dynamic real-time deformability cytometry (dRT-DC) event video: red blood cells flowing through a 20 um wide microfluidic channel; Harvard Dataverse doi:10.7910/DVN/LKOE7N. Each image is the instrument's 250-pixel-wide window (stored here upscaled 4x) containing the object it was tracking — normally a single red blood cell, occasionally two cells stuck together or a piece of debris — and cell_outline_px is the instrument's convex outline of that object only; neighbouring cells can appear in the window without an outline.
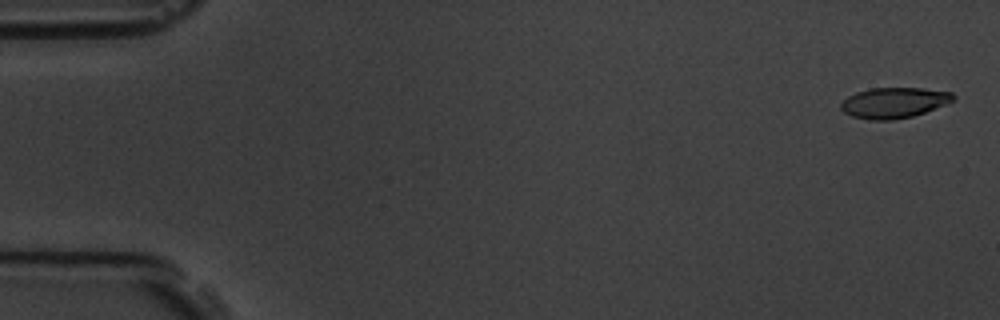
{"species": "common noctule bat (a hibernating species)", "species_latin": "Nyctalus noctula", "temperature_condition": "room temperature", "stored_images_in_passage": 5, "camera_frame_rate_fps": 3000, "um_per_image_px": 0.085, "animal": {"sex": "male", "body_mass_g": 19.5, "forearm_length_mm": 54.6}, "frame": {"image": 1, "passage_image": 1, "time_ms": 0.0, "image_size_px": [1000, 320], "cell_outline_px": [[956, 100], [924, 112], [912, 116], [892, 120], [868, 120], [852, 116], [844, 112], [840, 108], [840, 104], [848, 96], [856, 92], [872, 88], [920, 88], [952, 92], [956, 96]], "centroid_in_image_um": [75.99, 8.73], "position_along_channel_um": 9.0, "area_um2": 20.0}}
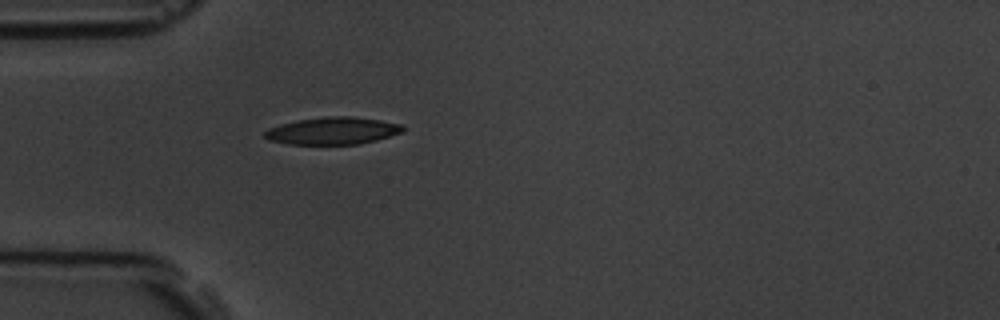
{"frame": {"image": 2, "passage_image": 5, "time_ms": 5.0, "image_size_px": [1000, 320], "cell_outline_px": [[404, 132], [376, 140], [360, 144], [288, 144], [268, 140], [264, 136], [264, 132], [268, 128], [280, 124], [296, 120], [324, 116], [352, 116], [380, 120], [400, 124], [404, 128]], "centroid_in_image_um": [28.26, 11.11], "position_along_channel_um": 56.7, "area_um2": 22.08}}